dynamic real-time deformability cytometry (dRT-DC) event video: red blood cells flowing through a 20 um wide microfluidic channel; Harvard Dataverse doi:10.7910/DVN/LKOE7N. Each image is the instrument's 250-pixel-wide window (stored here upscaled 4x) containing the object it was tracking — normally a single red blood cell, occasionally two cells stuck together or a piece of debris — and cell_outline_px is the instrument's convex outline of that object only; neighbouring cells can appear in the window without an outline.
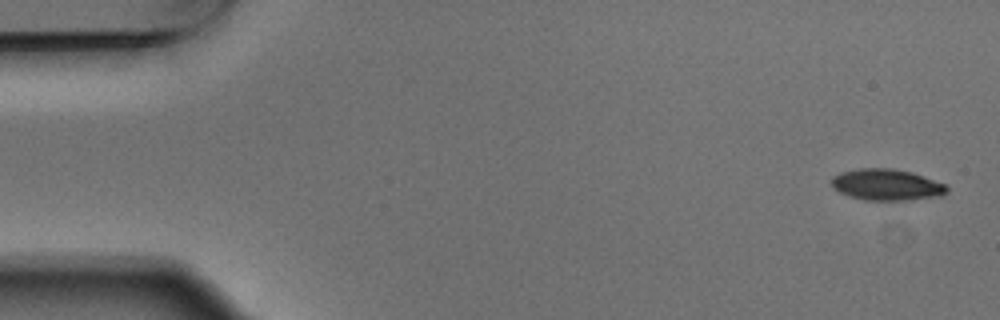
{"species": "Egyptian fruit bat (a non-hibernating species)", "species_latin": "Rousettus aegyptiacus", "temperature_condition": "warm", "stored_images_in_passage": 4, "camera_frame_rate_fps": 3000, "um_per_image_px": 0.085, "animal": {"sex": "male"}, "frame": {"image": 1, "passage_image": 1, "time_ms": 0.0, "image_size_px": [1000, 320], "cell_outline_px": [[948, 192], [944, 196], [908, 200], [864, 200], [848, 196], [832, 188], [832, 176], [840, 172], [860, 168], [892, 168], [912, 172], [948, 184]], "centroid_in_image_um": [75.4, 15.7], "position_along_channel_um": 9.6, "area_um2": 21.44}}